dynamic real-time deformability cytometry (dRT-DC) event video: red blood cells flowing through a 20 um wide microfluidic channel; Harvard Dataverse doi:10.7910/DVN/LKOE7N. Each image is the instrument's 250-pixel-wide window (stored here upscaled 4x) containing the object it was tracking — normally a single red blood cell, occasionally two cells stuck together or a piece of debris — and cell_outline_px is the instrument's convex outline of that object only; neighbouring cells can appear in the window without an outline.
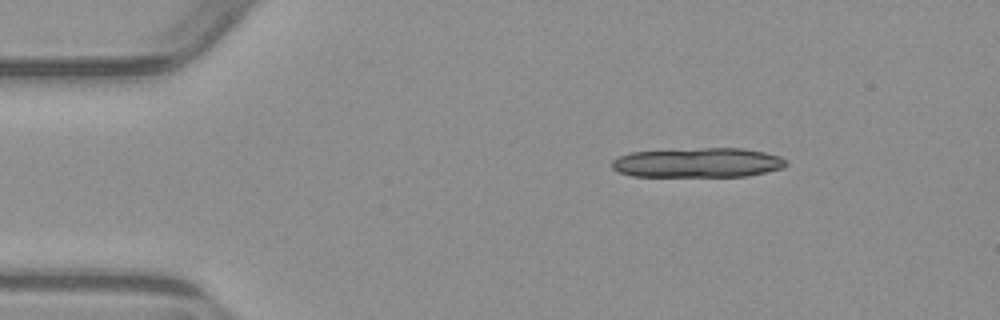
{"species": "common noctule bat (a hibernating species)", "species_latin": "Nyctalus noctula", "temperature_condition": "warm", "stored_images_in_passage": 3, "camera_frame_rate_fps": 3000, "um_per_image_px": 0.085, "animal": {"sex": "male", "body_mass_g": 23.1, "forearm_length_mm": 52.7}, "frame": {"image": 1, "passage_image": 1, "time_ms": 0.0, "image_size_px": [1000, 320], "cell_outline_px": [[788, 164], [784, 168], [748, 176], [632, 176], [616, 172], [612, 168], [612, 160], [620, 156], [632, 152], [700, 148], [744, 148], [764, 152], [780, 156], [788, 160]], "centroid_in_image_um": [59.36, 13.83], "position_along_channel_um": 25.6, "area_um2": 30.23}}